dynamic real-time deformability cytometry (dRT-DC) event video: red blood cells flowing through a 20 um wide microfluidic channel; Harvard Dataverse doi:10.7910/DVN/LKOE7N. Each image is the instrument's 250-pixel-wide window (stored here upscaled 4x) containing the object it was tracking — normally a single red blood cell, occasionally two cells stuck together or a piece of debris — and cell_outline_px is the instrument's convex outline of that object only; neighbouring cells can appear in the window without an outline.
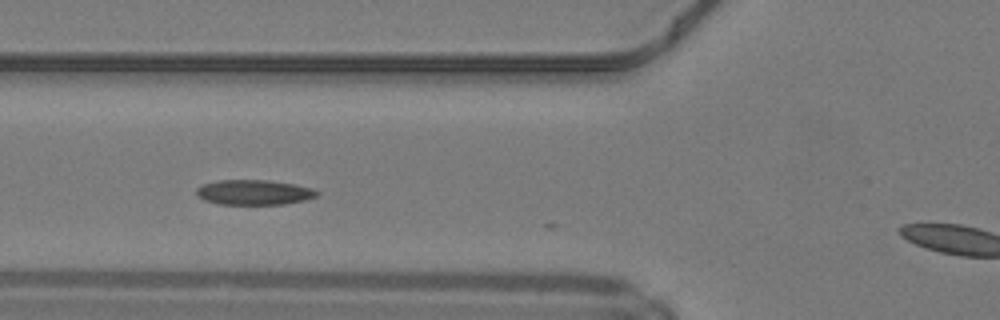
{"species": "common noctule bat (a hibernating species)", "species_latin": "Nyctalus noctula", "temperature_condition": "warm", "stored_images_in_passage": 13, "camera_frame_rate_fps": 3000, "um_per_image_px": 0.085, "animal": {"sex": "male", "body_mass_g": 19.2, "forearm_length_mm": 51.8}, "frame": {"image": 1, "passage_image": 6, "time_ms": 1.667, "image_size_px": [1000, 320], "cell_outline_px": [[320, 192], [316, 196], [304, 200], [284, 204], [220, 204], [204, 200], [196, 196], [196, 188], [204, 184], [220, 180], [268, 180], [296, 184], [312, 188]], "centroid_in_image_um": [21.59, 16.34], "position_along_channel_um": 104.2, "area_um2": 17.57}}
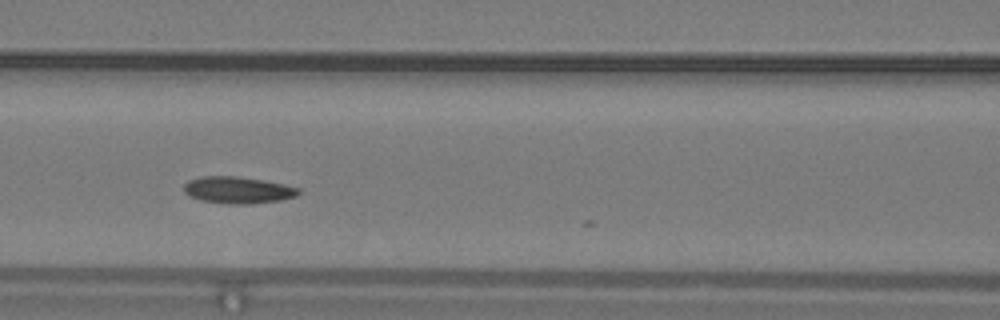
{"frame": {"image": 2, "passage_image": 9, "time_ms": 2.667, "image_size_px": [1000, 320], "cell_outline_px": [[300, 192], [296, 196], [280, 200], [252, 204], [228, 204], [200, 200], [184, 192], [184, 184], [188, 180], [200, 176], [236, 176], [264, 180], [284, 184], [300, 188]], "centroid_in_image_um": [20.22, 16.15], "position_along_channel_um": 146.4, "area_um2": 17.98}}